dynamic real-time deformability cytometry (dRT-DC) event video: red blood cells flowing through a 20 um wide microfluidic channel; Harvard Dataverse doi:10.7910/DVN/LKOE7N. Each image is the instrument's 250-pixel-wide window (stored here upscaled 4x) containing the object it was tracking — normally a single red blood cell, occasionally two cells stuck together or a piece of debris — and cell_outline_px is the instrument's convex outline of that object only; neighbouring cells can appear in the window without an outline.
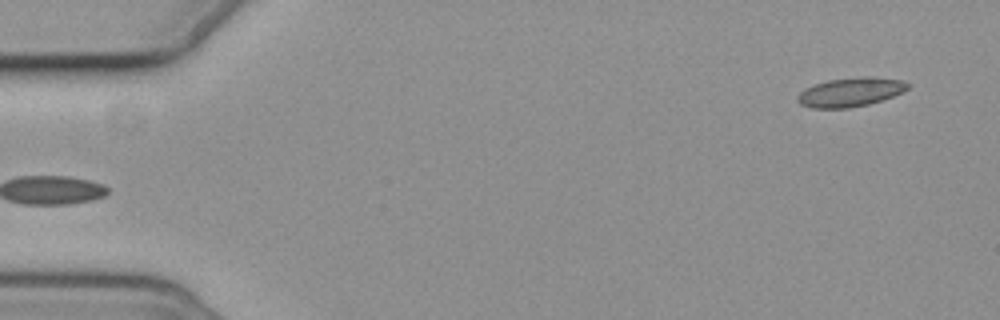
{"species": "common noctule bat (a hibernating species)", "species_latin": "Nyctalus noctula", "temperature_condition": "cold", "stored_images_in_passage": 4, "camera_frame_rate_fps": 3000, "um_per_image_px": 0.085, "animal": {"sex": "female", "body_mass_g": 19.3, "forearm_length_mm": 54.1}, "frame": {"image": 1, "passage_image": 4, "time_ms": 4.333, "image_size_px": [1000, 320], "cell_outline_px": [[908, 88], [892, 96], [868, 104], [848, 108], [812, 108], [800, 104], [796, 100], [796, 96], [804, 88], [828, 80], [864, 76], [872, 76], [904, 80], [908, 84]], "centroid_in_image_um": [72.25, 7.82], "position_along_channel_um": 12.8, "area_um2": 18.55}}